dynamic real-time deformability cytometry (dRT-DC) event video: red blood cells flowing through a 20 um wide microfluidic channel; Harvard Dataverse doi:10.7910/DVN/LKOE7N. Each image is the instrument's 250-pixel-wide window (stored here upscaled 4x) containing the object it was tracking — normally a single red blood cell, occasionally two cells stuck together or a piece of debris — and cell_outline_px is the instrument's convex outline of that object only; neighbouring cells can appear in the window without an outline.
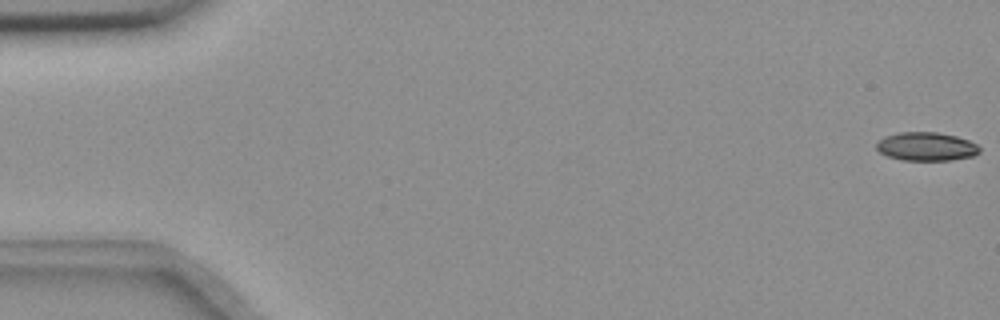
{"species": "common noctule bat (a hibernating species)", "species_latin": "Nyctalus noctula", "temperature_condition": "room temperature", "stored_images_in_passage": 56, "camera_frame_rate_fps": 3000, "um_per_image_px": 0.085, "animal": {"sex": "female", "body_mass_g": 18.4}, "frame": {"image": 1, "passage_image": 1, "time_ms": 0.0, "image_size_px": [1000, 320], "cell_outline_px": [[980, 152], [972, 156], [952, 160], [900, 160], [888, 156], [880, 152], [876, 148], [876, 144], [884, 136], [896, 132], [936, 132], [956, 136], [968, 140], [976, 144], [980, 148]], "centroid_in_image_um": [78.72, 12.45], "position_along_channel_um": 6.3, "area_um2": 17.17}}
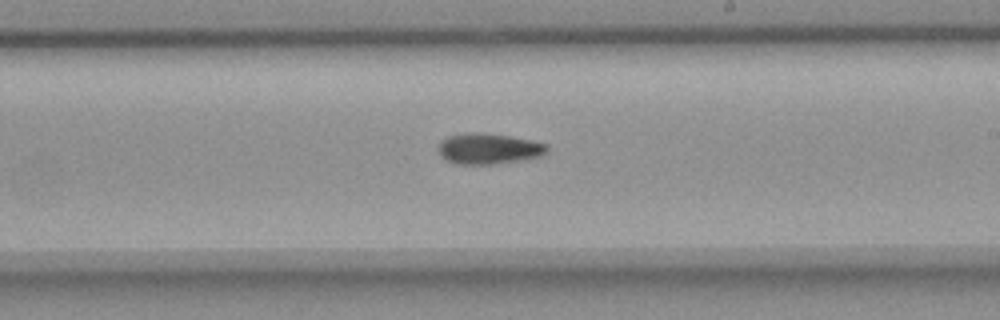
{"frame": {"image": 2, "passage_image": 33, "time_ms": 10.667, "image_size_px": [1000, 320], "cell_outline_px": [[548, 152], [540, 156], [524, 160], [492, 164], [456, 164], [440, 156], [440, 140], [448, 136], [468, 132], [476, 132], [508, 136], [532, 140], [548, 144]], "centroid_in_image_um": [41.57, 12.64], "position_along_channel_um": 247.4, "area_um2": 19.48}}
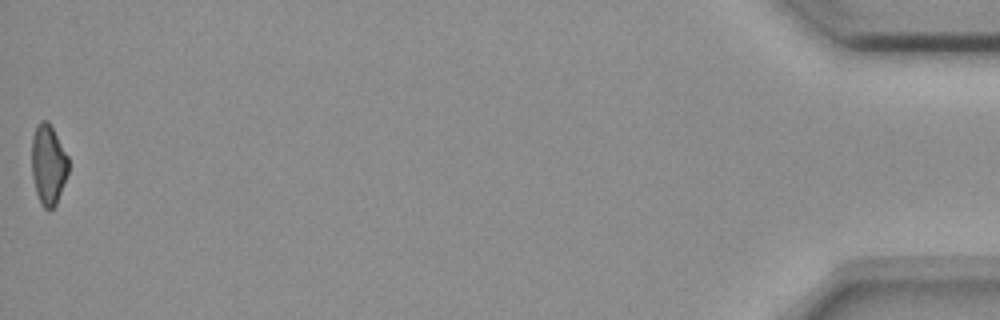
{"frame": {"image": 3, "passage_image": 56, "time_ms": 18.333, "image_size_px": [1000, 320], "cell_outline_px": [[68, 172], [56, 204], [48, 212], [40, 204], [36, 192], [32, 176], [32, 136], [36, 124], [40, 120], [48, 120], [68, 156]], "centroid_in_image_um": [4.09, 13.98], "position_along_channel_um": 431.1, "area_um2": 17.22}, "authors_computed_cell_mechanics": {"area_um2": 18.4382, "velocity_mm_per_s": 3.6813, "shape_relaxation_time_tau1_ms": null, "shape_relaxation_time_tau2_ms": 10.3873, "deformation_change_tau1": null, "deformation_change_tau2": 0.1967}}